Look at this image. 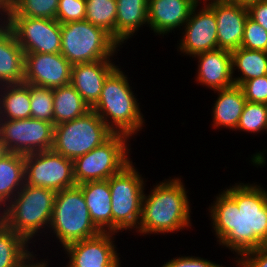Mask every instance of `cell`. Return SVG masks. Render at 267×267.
<instances>
[{"instance_id": "1", "label": "cell", "mask_w": 267, "mask_h": 267, "mask_svg": "<svg viewBox=\"0 0 267 267\" xmlns=\"http://www.w3.org/2000/svg\"><path fill=\"white\" fill-rule=\"evenodd\" d=\"M216 198L209 208L220 245L238 256L267 245V191L240 183Z\"/></svg>"}, {"instance_id": "2", "label": "cell", "mask_w": 267, "mask_h": 267, "mask_svg": "<svg viewBox=\"0 0 267 267\" xmlns=\"http://www.w3.org/2000/svg\"><path fill=\"white\" fill-rule=\"evenodd\" d=\"M145 195L136 231L142 234H163L191 226L189 199L179 178L164 180L149 195Z\"/></svg>"}, {"instance_id": "3", "label": "cell", "mask_w": 267, "mask_h": 267, "mask_svg": "<svg viewBox=\"0 0 267 267\" xmlns=\"http://www.w3.org/2000/svg\"><path fill=\"white\" fill-rule=\"evenodd\" d=\"M130 88L126 75L117 66L105 79L100 97L91 108L114 133L129 137L142 129L144 122Z\"/></svg>"}, {"instance_id": "4", "label": "cell", "mask_w": 267, "mask_h": 267, "mask_svg": "<svg viewBox=\"0 0 267 267\" xmlns=\"http://www.w3.org/2000/svg\"><path fill=\"white\" fill-rule=\"evenodd\" d=\"M56 192L24 184L0 213V221L28 242L41 228L50 225Z\"/></svg>"}, {"instance_id": "5", "label": "cell", "mask_w": 267, "mask_h": 267, "mask_svg": "<svg viewBox=\"0 0 267 267\" xmlns=\"http://www.w3.org/2000/svg\"><path fill=\"white\" fill-rule=\"evenodd\" d=\"M49 228L63 247L101 233L90 218L82 189L78 185L56 192Z\"/></svg>"}, {"instance_id": "6", "label": "cell", "mask_w": 267, "mask_h": 267, "mask_svg": "<svg viewBox=\"0 0 267 267\" xmlns=\"http://www.w3.org/2000/svg\"><path fill=\"white\" fill-rule=\"evenodd\" d=\"M120 44L87 20L61 24V54L72 64L110 60Z\"/></svg>"}, {"instance_id": "7", "label": "cell", "mask_w": 267, "mask_h": 267, "mask_svg": "<svg viewBox=\"0 0 267 267\" xmlns=\"http://www.w3.org/2000/svg\"><path fill=\"white\" fill-rule=\"evenodd\" d=\"M114 132L92 109L84 116L54 126L52 150L70 160L87 154Z\"/></svg>"}, {"instance_id": "8", "label": "cell", "mask_w": 267, "mask_h": 267, "mask_svg": "<svg viewBox=\"0 0 267 267\" xmlns=\"http://www.w3.org/2000/svg\"><path fill=\"white\" fill-rule=\"evenodd\" d=\"M112 232L138 228L144 196V181L132 161L109 179Z\"/></svg>"}, {"instance_id": "9", "label": "cell", "mask_w": 267, "mask_h": 267, "mask_svg": "<svg viewBox=\"0 0 267 267\" xmlns=\"http://www.w3.org/2000/svg\"><path fill=\"white\" fill-rule=\"evenodd\" d=\"M128 138V135L114 133L102 145L76 158L73 161L76 184L107 180L119 173L131 162L128 159Z\"/></svg>"}, {"instance_id": "10", "label": "cell", "mask_w": 267, "mask_h": 267, "mask_svg": "<svg viewBox=\"0 0 267 267\" xmlns=\"http://www.w3.org/2000/svg\"><path fill=\"white\" fill-rule=\"evenodd\" d=\"M25 184L59 192L76 186L73 160L53 150L24 155Z\"/></svg>"}, {"instance_id": "11", "label": "cell", "mask_w": 267, "mask_h": 267, "mask_svg": "<svg viewBox=\"0 0 267 267\" xmlns=\"http://www.w3.org/2000/svg\"><path fill=\"white\" fill-rule=\"evenodd\" d=\"M54 125L34 118L0 119V139L8 152L30 154L52 150Z\"/></svg>"}, {"instance_id": "12", "label": "cell", "mask_w": 267, "mask_h": 267, "mask_svg": "<svg viewBox=\"0 0 267 267\" xmlns=\"http://www.w3.org/2000/svg\"><path fill=\"white\" fill-rule=\"evenodd\" d=\"M24 53H61V23L56 19L4 16Z\"/></svg>"}, {"instance_id": "13", "label": "cell", "mask_w": 267, "mask_h": 267, "mask_svg": "<svg viewBox=\"0 0 267 267\" xmlns=\"http://www.w3.org/2000/svg\"><path fill=\"white\" fill-rule=\"evenodd\" d=\"M24 54V83L51 89L71 83L72 64L61 53Z\"/></svg>"}, {"instance_id": "14", "label": "cell", "mask_w": 267, "mask_h": 267, "mask_svg": "<svg viewBox=\"0 0 267 267\" xmlns=\"http://www.w3.org/2000/svg\"><path fill=\"white\" fill-rule=\"evenodd\" d=\"M113 232L71 243L64 247L69 257L67 267H120L116 247L112 241Z\"/></svg>"}, {"instance_id": "15", "label": "cell", "mask_w": 267, "mask_h": 267, "mask_svg": "<svg viewBox=\"0 0 267 267\" xmlns=\"http://www.w3.org/2000/svg\"><path fill=\"white\" fill-rule=\"evenodd\" d=\"M203 1L216 17L218 48L229 51L240 48L244 26L249 16L247 6L221 0ZM206 1L211 2L207 4Z\"/></svg>"}, {"instance_id": "16", "label": "cell", "mask_w": 267, "mask_h": 267, "mask_svg": "<svg viewBox=\"0 0 267 267\" xmlns=\"http://www.w3.org/2000/svg\"><path fill=\"white\" fill-rule=\"evenodd\" d=\"M197 4L185 23V33L179 44L180 51L195 56L202 52L218 49L217 23L214 12L206 5L195 12Z\"/></svg>"}, {"instance_id": "17", "label": "cell", "mask_w": 267, "mask_h": 267, "mask_svg": "<svg viewBox=\"0 0 267 267\" xmlns=\"http://www.w3.org/2000/svg\"><path fill=\"white\" fill-rule=\"evenodd\" d=\"M116 67L109 60L72 65L70 84L82 96L89 108L97 103L105 79Z\"/></svg>"}, {"instance_id": "18", "label": "cell", "mask_w": 267, "mask_h": 267, "mask_svg": "<svg viewBox=\"0 0 267 267\" xmlns=\"http://www.w3.org/2000/svg\"><path fill=\"white\" fill-rule=\"evenodd\" d=\"M199 0H148V25L154 33L166 34L185 25Z\"/></svg>"}, {"instance_id": "19", "label": "cell", "mask_w": 267, "mask_h": 267, "mask_svg": "<svg viewBox=\"0 0 267 267\" xmlns=\"http://www.w3.org/2000/svg\"><path fill=\"white\" fill-rule=\"evenodd\" d=\"M197 81L213 90L234 85L232 73V54L226 49H215L199 53Z\"/></svg>"}, {"instance_id": "20", "label": "cell", "mask_w": 267, "mask_h": 267, "mask_svg": "<svg viewBox=\"0 0 267 267\" xmlns=\"http://www.w3.org/2000/svg\"><path fill=\"white\" fill-rule=\"evenodd\" d=\"M0 24V86L24 83V51L14 33L2 21Z\"/></svg>"}, {"instance_id": "21", "label": "cell", "mask_w": 267, "mask_h": 267, "mask_svg": "<svg viewBox=\"0 0 267 267\" xmlns=\"http://www.w3.org/2000/svg\"><path fill=\"white\" fill-rule=\"evenodd\" d=\"M78 186L82 189L92 222L101 232H112L111 191L108 179L85 182Z\"/></svg>"}, {"instance_id": "22", "label": "cell", "mask_w": 267, "mask_h": 267, "mask_svg": "<svg viewBox=\"0 0 267 267\" xmlns=\"http://www.w3.org/2000/svg\"><path fill=\"white\" fill-rule=\"evenodd\" d=\"M218 91V98L213 107V127L223 126L235 129L247 102L239 85H232Z\"/></svg>"}, {"instance_id": "23", "label": "cell", "mask_w": 267, "mask_h": 267, "mask_svg": "<svg viewBox=\"0 0 267 267\" xmlns=\"http://www.w3.org/2000/svg\"><path fill=\"white\" fill-rule=\"evenodd\" d=\"M24 184V155L8 152L0 159V210L9 204Z\"/></svg>"}, {"instance_id": "24", "label": "cell", "mask_w": 267, "mask_h": 267, "mask_svg": "<svg viewBox=\"0 0 267 267\" xmlns=\"http://www.w3.org/2000/svg\"><path fill=\"white\" fill-rule=\"evenodd\" d=\"M116 41L121 45L143 24H148V0H116Z\"/></svg>"}, {"instance_id": "25", "label": "cell", "mask_w": 267, "mask_h": 267, "mask_svg": "<svg viewBox=\"0 0 267 267\" xmlns=\"http://www.w3.org/2000/svg\"><path fill=\"white\" fill-rule=\"evenodd\" d=\"M2 87H0V119L31 118L30 84H11Z\"/></svg>"}, {"instance_id": "26", "label": "cell", "mask_w": 267, "mask_h": 267, "mask_svg": "<svg viewBox=\"0 0 267 267\" xmlns=\"http://www.w3.org/2000/svg\"><path fill=\"white\" fill-rule=\"evenodd\" d=\"M54 126L84 116L91 110L71 85L53 88Z\"/></svg>"}, {"instance_id": "27", "label": "cell", "mask_w": 267, "mask_h": 267, "mask_svg": "<svg viewBox=\"0 0 267 267\" xmlns=\"http://www.w3.org/2000/svg\"><path fill=\"white\" fill-rule=\"evenodd\" d=\"M232 73L238 69L241 77L233 78L234 84L241 86L245 81L267 75V52L248 50L243 47L232 50ZM236 67V68H234Z\"/></svg>"}, {"instance_id": "28", "label": "cell", "mask_w": 267, "mask_h": 267, "mask_svg": "<svg viewBox=\"0 0 267 267\" xmlns=\"http://www.w3.org/2000/svg\"><path fill=\"white\" fill-rule=\"evenodd\" d=\"M28 242L14 230L7 228L0 221V267H18L31 254Z\"/></svg>"}, {"instance_id": "29", "label": "cell", "mask_w": 267, "mask_h": 267, "mask_svg": "<svg viewBox=\"0 0 267 267\" xmlns=\"http://www.w3.org/2000/svg\"><path fill=\"white\" fill-rule=\"evenodd\" d=\"M116 0H86V18L94 26L103 28L116 40Z\"/></svg>"}, {"instance_id": "30", "label": "cell", "mask_w": 267, "mask_h": 267, "mask_svg": "<svg viewBox=\"0 0 267 267\" xmlns=\"http://www.w3.org/2000/svg\"><path fill=\"white\" fill-rule=\"evenodd\" d=\"M59 0H16L5 16L56 19Z\"/></svg>"}, {"instance_id": "31", "label": "cell", "mask_w": 267, "mask_h": 267, "mask_svg": "<svg viewBox=\"0 0 267 267\" xmlns=\"http://www.w3.org/2000/svg\"><path fill=\"white\" fill-rule=\"evenodd\" d=\"M31 118L54 125L53 89L30 84Z\"/></svg>"}, {"instance_id": "32", "label": "cell", "mask_w": 267, "mask_h": 267, "mask_svg": "<svg viewBox=\"0 0 267 267\" xmlns=\"http://www.w3.org/2000/svg\"><path fill=\"white\" fill-rule=\"evenodd\" d=\"M236 129L251 133L267 131V104L247 101Z\"/></svg>"}, {"instance_id": "33", "label": "cell", "mask_w": 267, "mask_h": 267, "mask_svg": "<svg viewBox=\"0 0 267 267\" xmlns=\"http://www.w3.org/2000/svg\"><path fill=\"white\" fill-rule=\"evenodd\" d=\"M241 47L248 50L267 52V30L249 16L244 26Z\"/></svg>"}, {"instance_id": "34", "label": "cell", "mask_w": 267, "mask_h": 267, "mask_svg": "<svg viewBox=\"0 0 267 267\" xmlns=\"http://www.w3.org/2000/svg\"><path fill=\"white\" fill-rule=\"evenodd\" d=\"M86 18V0H59L56 20L61 24Z\"/></svg>"}, {"instance_id": "35", "label": "cell", "mask_w": 267, "mask_h": 267, "mask_svg": "<svg viewBox=\"0 0 267 267\" xmlns=\"http://www.w3.org/2000/svg\"><path fill=\"white\" fill-rule=\"evenodd\" d=\"M241 88L248 102L267 104V75L249 79Z\"/></svg>"}, {"instance_id": "36", "label": "cell", "mask_w": 267, "mask_h": 267, "mask_svg": "<svg viewBox=\"0 0 267 267\" xmlns=\"http://www.w3.org/2000/svg\"><path fill=\"white\" fill-rule=\"evenodd\" d=\"M236 262L241 267H267V245L246 252Z\"/></svg>"}, {"instance_id": "37", "label": "cell", "mask_w": 267, "mask_h": 267, "mask_svg": "<svg viewBox=\"0 0 267 267\" xmlns=\"http://www.w3.org/2000/svg\"><path fill=\"white\" fill-rule=\"evenodd\" d=\"M162 267H223L219 264H216L212 261L205 260L203 258L194 257V256H181L179 258H173L169 260Z\"/></svg>"}, {"instance_id": "38", "label": "cell", "mask_w": 267, "mask_h": 267, "mask_svg": "<svg viewBox=\"0 0 267 267\" xmlns=\"http://www.w3.org/2000/svg\"><path fill=\"white\" fill-rule=\"evenodd\" d=\"M246 6L249 17L267 30V0H255Z\"/></svg>"}, {"instance_id": "39", "label": "cell", "mask_w": 267, "mask_h": 267, "mask_svg": "<svg viewBox=\"0 0 267 267\" xmlns=\"http://www.w3.org/2000/svg\"><path fill=\"white\" fill-rule=\"evenodd\" d=\"M33 258H35L33 256V254H31L22 264H20L18 267H47V263H45V261L43 262H36L33 263L34 260H32ZM32 261V263L30 262ZM28 262V263H27ZM30 262V263H29Z\"/></svg>"}, {"instance_id": "40", "label": "cell", "mask_w": 267, "mask_h": 267, "mask_svg": "<svg viewBox=\"0 0 267 267\" xmlns=\"http://www.w3.org/2000/svg\"><path fill=\"white\" fill-rule=\"evenodd\" d=\"M16 0H3V14L4 16L7 11L10 9L11 5L15 2Z\"/></svg>"}, {"instance_id": "41", "label": "cell", "mask_w": 267, "mask_h": 267, "mask_svg": "<svg viewBox=\"0 0 267 267\" xmlns=\"http://www.w3.org/2000/svg\"><path fill=\"white\" fill-rule=\"evenodd\" d=\"M8 153L5 144L0 139V159Z\"/></svg>"}, {"instance_id": "42", "label": "cell", "mask_w": 267, "mask_h": 267, "mask_svg": "<svg viewBox=\"0 0 267 267\" xmlns=\"http://www.w3.org/2000/svg\"><path fill=\"white\" fill-rule=\"evenodd\" d=\"M221 1H227V2H234V3H240L247 5L250 2H253L255 0H221Z\"/></svg>"}, {"instance_id": "43", "label": "cell", "mask_w": 267, "mask_h": 267, "mask_svg": "<svg viewBox=\"0 0 267 267\" xmlns=\"http://www.w3.org/2000/svg\"><path fill=\"white\" fill-rule=\"evenodd\" d=\"M1 12H3V0H0V14H1L0 17H2V13Z\"/></svg>"}]
</instances>
